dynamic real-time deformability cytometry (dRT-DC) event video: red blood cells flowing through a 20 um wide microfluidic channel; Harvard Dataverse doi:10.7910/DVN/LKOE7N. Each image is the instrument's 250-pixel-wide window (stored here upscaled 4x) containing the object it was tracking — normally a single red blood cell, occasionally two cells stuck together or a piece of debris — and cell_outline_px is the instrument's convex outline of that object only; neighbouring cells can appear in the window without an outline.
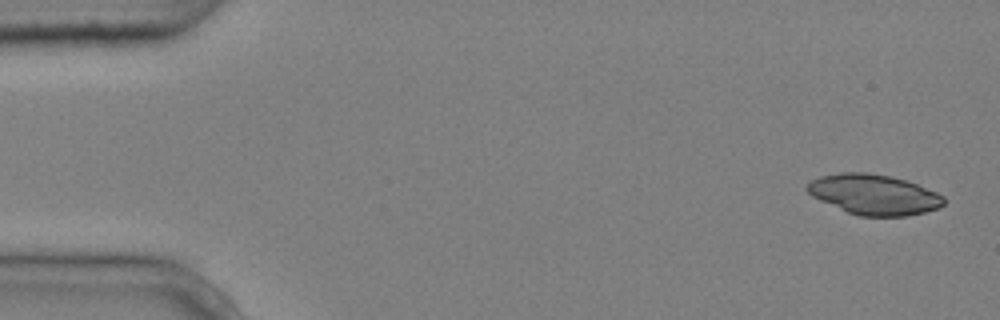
{"species": "common noctule bat (a hibernating species)", "species_latin": "Nyctalus noctula", "temperature_condition": "cold", "stored_images_in_passage": 3, "camera_frame_rate_fps": 3000, "um_per_image_px": 0.085, "animal": {"sex": "male", "body_mass_g": 20.4}, "frame": {"image": 1, "passage_image": 1, "time_ms": 0.0, "image_size_px": [1000, 320], "cell_outline_px": [[944, 204], [940, 208], [908, 216], [860, 216], [848, 212], [820, 200], [812, 196], [804, 188], [812, 180], [820, 176], [840, 172], [868, 172], [892, 176], [916, 184], [936, 192], [944, 196]], "centroid_in_image_um": [74.28, 16.53], "position_along_channel_um": 10.7, "area_um2": 32.02}}